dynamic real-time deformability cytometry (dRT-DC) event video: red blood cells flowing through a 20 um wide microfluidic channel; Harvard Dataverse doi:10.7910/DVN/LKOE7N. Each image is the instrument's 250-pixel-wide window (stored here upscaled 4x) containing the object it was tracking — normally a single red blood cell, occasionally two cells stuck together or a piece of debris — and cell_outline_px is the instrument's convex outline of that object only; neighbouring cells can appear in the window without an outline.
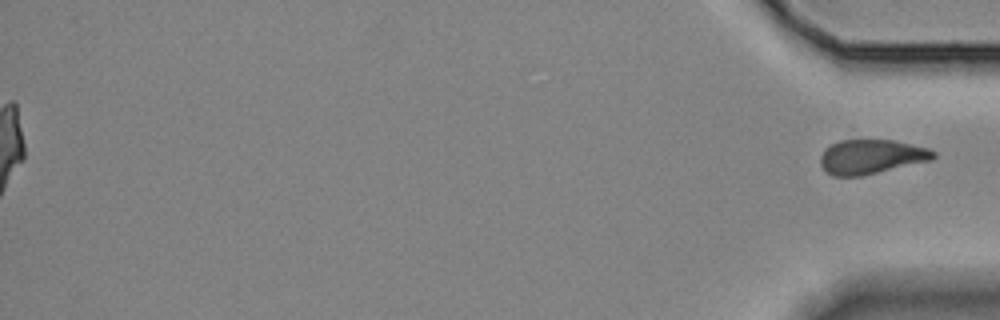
{"species": "Egyptian fruit bat (a non-hibernating species)", "species_latin": "Rousettus aegyptiacus", "temperature_condition": "room temperature", "stored_images_in_passage": 33, "segment_of_instrument_passage": [2, 2], "camera_frame_rate_fps": 3000, "um_per_image_px": 0.085, "animal": {"sex": "female"}, "frame": {"image": 1, "passage_image": 33, "time_ms": 10.667, "image_size_px": [1000, 320], "cell_outline_px": [[936, 156], [932, 160], [860, 176], [832, 176], [820, 164], [820, 156], [824, 148], [840, 140], [892, 140], [928, 148], [936, 152]], "centroid_in_image_um": [74.05, 13.32], "position_along_channel_um": 361.2, "area_um2": 22.54}}